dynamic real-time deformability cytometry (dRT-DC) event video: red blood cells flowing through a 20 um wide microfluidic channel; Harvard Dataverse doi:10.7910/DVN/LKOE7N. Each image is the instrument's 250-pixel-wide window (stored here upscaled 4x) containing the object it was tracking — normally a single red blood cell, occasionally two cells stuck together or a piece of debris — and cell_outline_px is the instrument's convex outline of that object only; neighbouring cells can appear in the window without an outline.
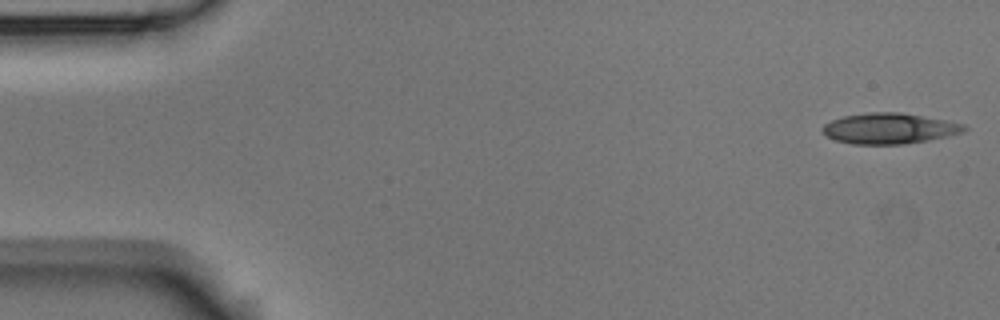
{"species": "Egyptian fruit bat (a non-hibernating species)", "species_latin": "Rousettus aegyptiacus", "temperature_condition": "room temperature", "stored_images_in_passage": 4, "camera_frame_rate_fps": 3000, "um_per_image_px": 0.085, "animal": {"sex": "male"}, "frame": {"image": 1, "passage_image": 1, "time_ms": 0.0, "image_size_px": [1000, 320], "cell_outline_px": [[968, 128], [964, 132], [948, 136], [928, 140], [904, 144], [852, 144], [836, 140], [824, 136], [820, 132], [820, 128], [824, 124], [832, 120], [844, 116], [868, 112], [900, 112], [944, 120], [964, 124]], "centroid_in_image_um": [75.54, 10.92], "position_along_channel_um": 9.5, "area_um2": 25.43}}
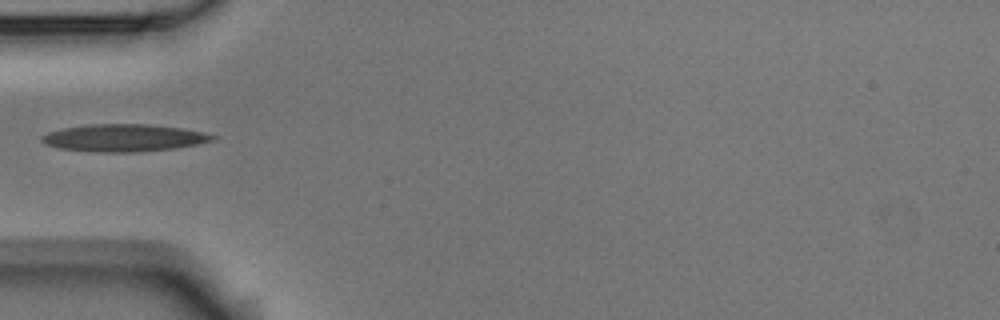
{"frame": {"image": 2, "passage_image": 3, "time_ms": 5.333, "image_size_px": [1000, 320], "cell_outline_px": [[216, 140], [200, 144], [172, 148], [136, 152], [96, 152], [60, 148], [44, 144], [40, 140], [40, 136], [48, 132], [64, 128], [88, 124], [152, 124], [184, 128], [204, 132], [216, 136]], "centroid_in_image_um": [10.55, 11.71], "position_along_channel_um": 74.5, "area_um2": 27.4}}
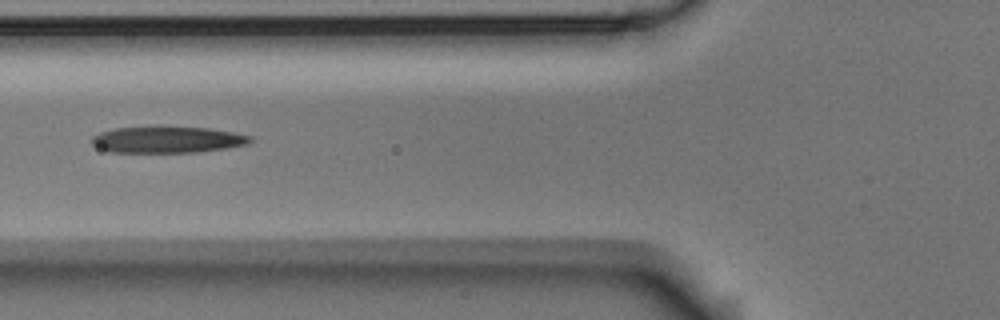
{"frame": {"image": 3, "passage_image": 4, "time_ms": 6.333, "image_size_px": [1000, 320], "cell_outline_px": [[252, 140], [248, 144], [224, 148], [196, 152], [108, 152], [92, 144], [92, 136], [100, 132], [116, 128], [208, 128], [232, 132], [252, 136]], "centroid_in_image_um": [14.22, 11.89], "position_along_channel_um": 111.6, "area_um2": 23.76}}